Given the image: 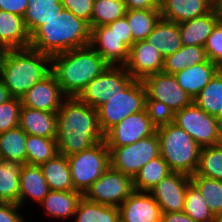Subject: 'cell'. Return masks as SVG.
Wrapping results in <instances>:
<instances>
[{
    "label": "cell",
    "mask_w": 222,
    "mask_h": 222,
    "mask_svg": "<svg viewBox=\"0 0 222 222\" xmlns=\"http://www.w3.org/2000/svg\"><path fill=\"white\" fill-rule=\"evenodd\" d=\"M218 119H219V131H220V135L222 137V115Z\"/></svg>",
    "instance_id": "cell-53"
},
{
    "label": "cell",
    "mask_w": 222,
    "mask_h": 222,
    "mask_svg": "<svg viewBox=\"0 0 222 222\" xmlns=\"http://www.w3.org/2000/svg\"><path fill=\"white\" fill-rule=\"evenodd\" d=\"M74 222H120L119 208L87 201L79 202Z\"/></svg>",
    "instance_id": "cell-35"
},
{
    "label": "cell",
    "mask_w": 222,
    "mask_h": 222,
    "mask_svg": "<svg viewBox=\"0 0 222 222\" xmlns=\"http://www.w3.org/2000/svg\"><path fill=\"white\" fill-rule=\"evenodd\" d=\"M29 44L30 34L23 17L0 10V52L28 48Z\"/></svg>",
    "instance_id": "cell-22"
},
{
    "label": "cell",
    "mask_w": 222,
    "mask_h": 222,
    "mask_svg": "<svg viewBox=\"0 0 222 222\" xmlns=\"http://www.w3.org/2000/svg\"><path fill=\"white\" fill-rule=\"evenodd\" d=\"M133 80L134 78L126 70L125 66L109 65L77 97L97 110L108 101L109 97L122 92Z\"/></svg>",
    "instance_id": "cell-11"
},
{
    "label": "cell",
    "mask_w": 222,
    "mask_h": 222,
    "mask_svg": "<svg viewBox=\"0 0 222 222\" xmlns=\"http://www.w3.org/2000/svg\"><path fill=\"white\" fill-rule=\"evenodd\" d=\"M103 140L97 110L77 96L66 97L57 112L58 153L69 156Z\"/></svg>",
    "instance_id": "cell-1"
},
{
    "label": "cell",
    "mask_w": 222,
    "mask_h": 222,
    "mask_svg": "<svg viewBox=\"0 0 222 222\" xmlns=\"http://www.w3.org/2000/svg\"><path fill=\"white\" fill-rule=\"evenodd\" d=\"M27 134L18 126L0 134V160L27 164Z\"/></svg>",
    "instance_id": "cell-29"
},
{
    "label": "cell",
    "mask_w": 222,
    "mask_h": 222,
    "mask_svg": "<svg viewBox=\"0 0 222 222\" xmlns=\"http://www.w3.org/2000/svg\"><path fill=\"white\" fill-rule=\"evenodd\" d=\"M208 59L222 69V23L219 21L204 45Z\"/></svg>",
    "instance_id": "cell-43"
},
{
    "label": "cell",
    "mask_w": 222,
    "mask_h": 222,
    "mask_svg": "<svg viewBox=\"0 0 222 222\" xmlns=\"http://www.w3.org/2000/svg\"><path fill=\"white\" fill-rule=\"evenodd\" d=\"M20 164L0 160V202L19 205Z\"/></svg>",
    "instance_id": "cell-31"
},
{
    "label": "cell",
    "mask_w": 222,
    "mask_h": 222,
    "mask_svg": "<svg viewBox=\"0 0 222 222\" xmlns=\"http://www.w3.org/2000/svg\"><path fill=\"white\" fill-rule=\"evenodd\" d=\"M173 123L190 135L201 148L222 143L219 119L203 111L194 101L175 112Z\"/></svg>",
    "instance_id": "cell-9"
},
{
    "label": "cell",
    "mask_w": 222,
    "mask_h": 222,
    "mask_svg": "<svg viewBox=\"0 0 222 222\" xmlns=\"http://www.w3.org/2000/svg\"><path fill=\"white\" fill-rule=\"evenodd\" d=\"M90 45L112 66H124L128 60L130 48L107 25L91 29Z\"/></svg>",
    "instance_id": "cell-17"
},
{
    "label": "cell",
    "mask_w": 222,
    "mask_h": 222,
    "mask_svg": "<svg viewBox=\"0 0 222 222\" xmlns=\"http://www.w3.org/2000/svg\"><path fill=\"white\" fill-rule=\"evenodd\" d=\"M219 70L220 68L208 59L203 63L188 66L173 75L182 89L194 99Z\"/></svg>",
    "instance_id": "cell-25"
},
{
    "label": "cell",
    "mask_w": 222,
    "mask_h": 222,
    "mask_svg": "<svg viewBox=\"0 0 222 222\" xmlns=\"http://www.w3.org/2000/svg\"><path fill=\"white\" fill-rule=\"evenodd\" d=\"M146 98L142 81L135 79L122 92L109 97L108 101L97 109L101 131L105 134L127 116L145 110Z\"/></svg>",
    "instance_id": "cell-6"
},
{
    "label": "cell",
    "mask_w": 222,
    "mask_h": 222,
    "mask_svg": "<svg viewBox=\"0 0 222 222\" xmlns=\"http://www.w3.org/2000/svg\"><path fill=\"white\" fill-rule=\"evenodd\" d=\"M28 6V0H0V10L23 17Z\"/></svg>",
    "instance_id": "cell-47"
},
{
    "label": "cell",
    "mask_w": 222,
    "mask_h": 222,
    "mask_svg": "<svg viewBox=\"0 0 222 222\" xmlns=\"http://www.w3.org/2000/svg\"><path fill=\"white\" fill-rule=\"evenodd\" d=\"M190 175L171 171L149 193L159 204L162 213L182 212Z\"/></svg>",
    "instance_id": "cell-14"
},
{
    "label": "cell",
    "mask_w": 222,
    "mask_h": 222,
    "mask_svg": "<svg viewBox=\"0 0 222 222\" xmlns=\"http://www.w3.org/2000/svg\"><path fill=\"white\" fill-rule=\"evenodd\" d=\"M127 8L123 0H94L91 29L107 25L126 15Z\"/></svg>",
    "instance_id": "cell-38"
},
{
    "label": "cell",
    "mask_w": 222,
    "mask_h": 222,
    "mask_svg": "<svg viewBox=\"0 0 222 222\" xmlns=\"http://www.w3.org/2000/svg\"><path fill=\"white\" fill-rule=\"evenodd\" d=\"M66 157L74 189L83 194L110 166L109 149L105 140Z\"/></svg>",
    "instance_id": "cell-7"
},
{
    "label": "cell",
    "mask_w": 222,
    "mask_h": 222,
    "mask_svg": "<svg viewBox=\"0 0 222 222\" xmlns=\"http://www.w3.org/2000/svg\"><path fill=\"white\" fill-rule=\"evenodd\" d=\"M51 73V56L33 48L7 49L0 54V79L11 97L21 98Z\"/></svg>",
    "instance_id": "cell-4"
},
{
    "label": "cell",
    "mask_w": 222,
    "mask_h": 222,
    "mask_svg": "<svg viewBox=\"0 0 222 222\" xmlns=\"http://www.w3.org/2000/svg\"><path fill=\"white\" fill-rule=\"evenodd\" d=\"M133 191L132 178L109 166L83 197L93 203L119 207Z\"/></svg>",
    "instance_id": "cell-10"
},
{
    "label": "cell",
    "mask_w": 222,
    "mask_h": 222,
    "mask_svg": "<svg viewBox=\"0 0 222 222\" xmlns=\"http://www.w3.org/2000/svg\"><path fill=\"white\" fill-rule=\"evenodd\" d=\"M11 98L8 88L4 85L3 81L0 79V104L6 102Z\"/></svg>",
    "instance_id": "cell-50"
},
{
    "label": "cell",
    "mask_w": 222,
    "mask_h": 222,
    "mask_svg": "<svg viewBox=\"0 0 222 222\" xmlns=\"http://www.w3.org/2000/svg\"><path fill=\"white\" fill-rule=\"evenodd\" d=\"M195 222H215V216L209 209L197 187L190 182L186 190L184 210Z\"/></svg>",
    "instance_id": "cell-40"
},
{
    "label": "cell",
    "mask_w": 222,
    "mask_h": 222,
    "mask_svg": "<svg viewBox=\"0 0 222 222\" xmlns=\"http://www.w3.org/2000/svg\"><path fill=\"white\" fill-rule=\"evenodd\" d=\"M216 9L218 11L219 21L222 23V4L219 5Z\"/></svg>",
    "instance_id": "cell-52"
},
{
    "label": "cell",
    "mask_w": 222,
    "mask_h": 222,
    "mask_svg": "<svg viewBox=\"0 0 222 222\" xmlns=\"http://www.w3.org/2000/svg\"><path fill=\"white\" fill-rule=\"evenodd\" d=\"M120 222H160L161 209L149 192L133 191L118 207Z\"/></svg>",
    "instance_id": "cell-18"
},
{
    "label": "cell",
    "mask_w": 222,
    "mask_h": 222,
    "mask_svg": "<svg viewBox=\"0 0 222 222\" xmlns=\"http://www.w3.org/2000/svg\"><path fill=\"white\" fill-rule=\"evenodd\" d=\"M127 10L160 9L156 0H123Z\"/></svg>",
    "instance_id": "cell-48"
},
{
    "label": "cell",
    "mask_w": 222,
    "mask_h": 222,
    "mask_svg": "<svg viewBox=\"0 0 222 222\" xmlns=\"http://www.w3.org/2000/svg\"><path fill=\"white\" fill-rule=\"evenodd\" d=\"M208 60L206 50L203 46H184L164 58L162 71L175 74L188 66L197 65Z\"/></svg>",
    "instance_id": "cell-30"
},
{
    "label": "cell",
    "mask_w": 222,
    "mask_h": 222,
    "mask_svg": "<svg viewBox=\"0 0 222 222\" xmlns=\"http://www.w3.org/2000/svg\"><path fill=\"white\" fill-rule=\"evenodd\" d=\"M18 126L27 135L56 139L57 113L35 110L21 105Z\"/></svg>",
    "instance_id": "cell-21"
},
{
    "label": "cell",
    "mask_w": 222,
    "mask_h": 222,
    "mask_svg": "<svg viewBox=\"0 0 222 222\" xmlns=\"http://www.w3.org/2000/svg\"><path fill=\"white\" fill-rule=\"evenodd\" d=\"M90 41L89 23L64 9L57 16L46 21L30 36L29 47L53 56L87 46Z\"/></svg>",
    "instance_id": "cell-3"
},
{
    "label": "cell",
    "mask_w": 222,
    "mask_h": 222,
    "mask_svg": "<svg viewBox=\"0 0 222 222\" xmlns=\"http://www.w3.org/2000/svg\"><path fill=\"white\" fill-rule=\"evenodd\" d=\"M107 148L109 149L110 166L132 179L143 166L160 155L156 132L130 145Z\"/></svg>",
    "instance_id": "cell-8"
},
{
    "label": "cell",
    "mask_w": 222,
    "mask_h": 222,
    "mask_svg": "<svg viewBox=\"0 0 222 222\" xmlns=\"http://www.w3.org/2000/svg\"><path fill=\"white\" fill-rule=\"evenodd\" d=\"M159 4H161L165 0H156Z\"/></svg>",
    "instance_id": "cell-55"
},
{
    "label": "cell",
    "mask_w": 222,
    "mask_h": 222,
    "mask_svg": "<svg viewBox=\"0 0 222 222\" xmlns=\"http://www.w3.org/2000/svg\"><path fill=\"white\" fill-rule=\"evenodd\" d=\"M193 101L211 116L219 118L222 115V69L214 75Z\"/></svg>",
    "instance_id": "cell-34"
},
{
    "label": "cell",
    "mask_w": 222,
    "mask_h": 222,
    "mask_svg": "<svg viewBox=\"0 0 222 222\" xmlns=\"http://www.w3.org/2000/svg\"><path fill=\"white\" fill-rule=\"evenodd\" d=\"M165 58L182 47L179 23L160 19L153 31L145 39Z\"/></svg>",
    "instance_id": "cell-26"
},
{
    "label": "cell",
    "mask_w": 222,
    "mask_h": 222,
    "mask_svg": "<svg viewBox=\"0 0 222 222\" xmlns=\"http://www.w3.org/2000/svg\"><path fill=\"white\" fill-rule=\"evenodd\" d=\"M196 174L222 181V143L201 148Z\"/></svg>",
    "instance_id": "cell-39"
},
{
    "label": "cell",
    "mask_w": 222,
    "mask_h": 222,
    "mask_svg": "<svg viewBox=\"0 0 222 222\" xmlns=\"http://www.w3.org/2000/svg\"><path fill=\"white\" fill-rule=\"evenodd\" d=\"M210 2L214 8H217L219 5L222 4V0H210Z\"/></svg>",
    "instance_id": "cell-51"
},
{
    "label": "cell",
    "mask_w": 222,
    "mask_h": 222,
    "mask_svg": "<svg viewBox=\"0 0 222 222\" xmlns=\"http://www.w3.org/2000/svg\"><path fill=\"white\" fill-rule=\"evenodd\" d=\"M160 222H195V221L184 211H182V212L162 213Z\"/></svg>",
    "instance_id": "cell-49"
},
{
    "label": "cell",
    "mask_w": 222,
    "mask_h": 222,
    "mask_svg": "<svg viewBox=\"0 0 222 222\" xmlns=\"http://www.w3.org/2000/svg\"><path fill=\"white\" fill-rule=\"evenodd\" d=\"M108 66L90 44L51 56V72L67 97L78 96Z\"/></svg>",
    "instance_id": "cell-2"
},
{
    "label": "cell",
    "mask_w": 222,
    "mask_h": 222,
    "mask_svg": "<svg viewBox=\"0 0 222 222\" xmlns=\"http://www.w3.org/2000/svg\"><path fill=\"white\" fill-rule=\"evenodd\" d=\"M27 164L41 165L53 159L58 153L56 139L27 135Z\"/></svg>",
    "instance_id": "cell-36"
},
{
    "label": "cell",
    "mask_w": 222,
    "mask_h": 222,
    "mask_svg": "<svg viewBox=\"0 0 222 222\" xmlns=\"http://www.w3.org/2000/svg\"><path fill=\"white\" fill-rule=\"evenodd\" d=\"M190 179L204 197L214 216L222 213V181L196 173L190 175Z\"/></svg>",
    "instance_id": "cell-37"
},
{
    "label": "cell",
    "mask_w": 222,
    "mask_h": 222,
    "mask_svg": "<svg viewBox=\"0 0 222 222\" xmlns=\"http://www.w3.org/2000/svg\"><path fill=\"white\" fill-rule=\"evenodd\" d=\"M83 193L79 191H55L50 190L43 201L38 205L45 213V216L57 221L73 220ZM63 219V220H62Z\"/></svg>",
    "instance_id": "cell-20"
},
{
    "label": "cell",
    "mask_w": 222,
    "mask_h": 222,
    "mask_svg": "<svg viewBox=\"0 0 222 222\" xmlns=\"http://www.w3.org/2000/svg\"><path fill=\"white\" fill-rule=\"evenodd\" d=\"M156 132L145 110L124 118L104 134L107 147H121L136 143Z\"/></svg>",
    "instance_id": "cell-13"
},
{
    "label": "cell",
    "mask_w": 222,
    "mask_h": 222,
    "mask_svg": "<svg viewBox=\"0 0 222 222\" xmlns=\"http://www.w3.org/2000/svg\"><path fill=\"white\" fill-rule=\"evenodd\" d=\"M107 26L113 30L129 48L132 47L134 40L125 16L107 24Z\"/></svg>",
    "instance_id": "cell-46"
},
{
    "label": "cell",
    "mask_w": 222,
    "mask_h": 222,
    "mask_svg": "<svg viewBox=\"0 0 222 222\" xmlns=\"http://www.w3.org/2000/svg\"><path fill=\"white\" fill-rule=\"evenodd\" d=\"M18 204L0 202V222H27Z\"/></svg>",
    "instance_id": "cell-45"
},
{
    "label": "cell",
    "mask_w": 222,
    "mask_h": 222,
    "mask_svg": "<svg viewBox=\"0 0 222 222\" xmlns=\"http://www.w3.org/2000/svg\"><path fill=\"white\" fill-rule=\"evenodd\" d=\"M218 22V11L216 8H213L209 13L203 16L179 23L182 45L204 47L207 38Z\"/></svg>",
    "instance_id": "cell-24"
},
{
    "label": "cell",
    "mask_w": 222,
    "mask_h": 222,
    "mask_svg": "<svg viewBox=\"0 0 222 222\" xmlns=\"http://www.w3.org/2000/svg\"><path fill=\"white\" fill-rule=\"evenodd\" d=\"M66 97L56 76L51 72L43 80L34 84L20 99L22 106L57 113Z\"/></svg>",
    "instance_id": "cell-15"
},
{
    "label": "cell",
    "mask_w": 222,
    "mask_h": 222,
    "mask_svg": "<svg viewBox=\"0 0 222 222\" xmlns=\"http://www.w3.org/2000/svg\"><path fill=\"white\" fill-rule=\"evenodd\" d=\"M164 57L146 40L135 42L129 51L126 70L135 80L159 73L163 68Z\"/></svg>",
    "instance_id": "cell-16"
},
{
    "label": "cell",
    "mask_w": 222,
    "mask_h": 222,
    "mask_svg": "<svg viewBox=\"0 0 222 222\" xmlns=\"http://www.w3.org/2000/svg\"><path fill=\"white\" fill-rule=\"evenodd\" d=\"M40 167L50 190L76 191L65 155L57 154L53 159L42 163Z\"/></svg>",
    "instance_id": "cell-28"
},
{
    "label": "cell",
    "mask_w": 222,
    "mask_h": 222,
    "mask_svg": "<svg viewBox=\"0 0 222 222\" xmlns=\"http://www.w3.org/2000/svg\"><path fill=\"white\" fill-rule=\"evenodd\" d=\"M64 9L71 11L75 16L89 23L91 28V17L94 0H60Z\"/></svg>",
    "instance_id": "cell-44"
},
{
    "label": "cell",
    "mask_w": 222,
    "mask_h": 222,
    "mask_svg": "<svg viewBox=\"0 0 222 222\" xmlns=\"http://www.w3.org/2000/svg\"><path fill=\"white\" fill-rule=\"evenodd\" d=\"M62 10L64 7L60 0H28L23 20L30 36Z\"/></svg>",
    "instance_id": "cell-27"
},
{
    "label": "cell",
    "mask_w": 222,
    "mask_h": 222,
    "mask_svg": "<svg viewBox=\"0 0 222 222\" xmlns=\"http://www.w3.org/2000/svg\"><path fill=\"white\" fill-rule=\"evenodd\" d=\"M21 99L11 97L0 104V134L18 127Z\"/></svg>",
    "instance_id": "cell-41"
},
{
    "label": "cell",
    "mask_w": 222,
    "mask_h": 222,
    "mask_svg": "<svg viewBox=\"0 0 222 222\" xmlns=\"http://www.w3.org/2000/svg\"><path fill=\"white\" fill-rule=\"evenodd\" d=\"M125 17L134 43L145 40L162 18L160 9L127 10Z\"/></svg>",
    "instance_id": "cell-33"
},
{
    "label": "cell",
    "mask_w": 222,
    "mask_h": 222,
    "mask_svg": "<svg viewBox=\"0 0 222 222\" xmlns=\"http://www.w3.org/2000/svg\"><path fill=\"white\" fill-rule=\"evenodd\" d=\"M19 181V206L23 209L31 201L39 205L50 192L40 165H22Z\"/></svg>",
    "instance_id": "cell-19"
},
{
    "label": "cell",
    "mask_w": 222,
    "mask_h": 222,
    "mask_svg": "<svg viewBox=\"0 0 222 222\" xmlns=\"http://www.w3.org/2000/svg\"><path fill=\"white\" fill-rule=\"evenodd\" d=\"M210 0H165L160 4L162 19L182 23L209 13Z\"/></svg>",
    "instance_id": "cell-23"
},
{
    "label": "cell",
    "mask_w": 222,
    "mask_h": 222,
    "mask_svg": "<svg viewBox=\"0 0 222 222\" xmlns=\"http://www.w3.org/2000/svg\"><path fill=\"white\" fill-rule=\"evenodd\" d=\"M153 126L158 129L174 122V111L158 100H146L145 107Z\"/></svg>",
    "instance_id": "cell-42"
},
{
    "label": "cell",
    "mask_w": 222,
    "mask_h": 222,
    "mask_svg": "<svg viewBox=\"0 0 222 222\" xmlns=\"http://www.w3.org/2000/svg\"><path fill=\"white\" fill-rule=\"evenodd\" d=\"M160 156L171 171L188 175L196 173L201 147L182 128L174 123L156 129Z\"/></svg>",
    "instance_id": "cell-5"
},
{
    "label": "cell",
    "mask_w": 222,
    "mask_h": 222,
    "mask_svg": "<svg viewBox=\"0 0 222 222\" xmlns=\"http://www.w3.org/2000/svg\"><path fill=\"white\" fill-rule=\"evenodd\" d=\"M171 172L165 160L159 155L143 166L133 180L135 191L150 192Z\"/></svg>",
    "instance_id": "cell-32"
},
{
    "label": "cell",
    "mask_w": 222,
    "mask_h": 222,
    "mask_svg": "<svg viewBox=\"0 0 222 222\" xmlns=\"http://www.w3.org/2000/svg\"><path fill=\"white\" fill-rule=\"evenodd\" d=\"M146 100H158L169 106L174 113L193 102V98L177 83L173 74L163 71L142 80Z\"/></svg>",
    "instance_id": "cell-12"
},
{
    "label": "cell",
    "mask_w": 222,
    "mask_h": 222,
    "mask_svg": "<svg viewBox=\"0 0 222 222\" xmlns=\"http://www.w3.org/2000/svg\"><path fill=\"white\" fill-rule=\"evenodd\" d=\"M215 222H222V213L215 216Z\"/></svg>",
    "instance_id": "cell-54"
}]
</instances>
